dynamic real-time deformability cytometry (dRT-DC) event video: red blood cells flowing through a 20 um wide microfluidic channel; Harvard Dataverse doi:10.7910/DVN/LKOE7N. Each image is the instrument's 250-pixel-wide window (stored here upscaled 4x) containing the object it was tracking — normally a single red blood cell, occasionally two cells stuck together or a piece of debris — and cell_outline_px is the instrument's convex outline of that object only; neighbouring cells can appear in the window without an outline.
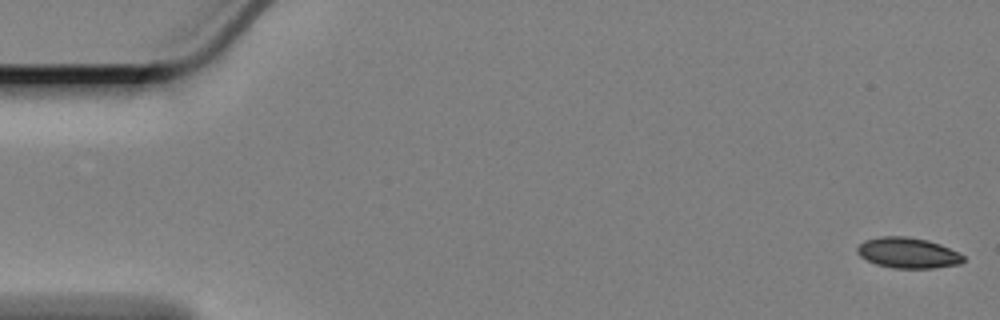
{"species": "Egyptian fruit bat (a non-hibernating species)", "species_latin": "Rousettus aegyptiacus", "temperature_condition": "cold", "stored_images_in_passage": 51, "camera_frame_rate_fps": 3000, "um_per_image_px": 0.085, "animal": {"sex": "female"}, "frame": {"image": 1, "passage_image": 1, "time_ms": 0.0, "image_size_px": [1000, 320], "cell_outline_px": [[964, 260], [960, 264], [932, 268], [896, 268], [876, 264], [860, 256], [856, 252], [856, 248], [864, 240], [880, 236], [904, 236], [928, 240], [940, 244], [964, 256]], "centroid_in_image_um": [77.14, 21.49], "position_along_channel_um": 7.9, "area_um2": 18.79}}
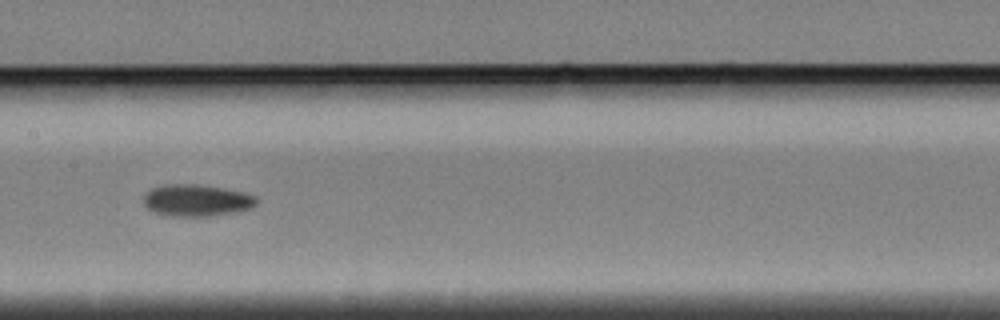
{"frame": {"image": 2, "passage_image": 29, "time_ms": 9.333, "image_size_px": [1000, 320], "cell_outline_px": [[256, 204], [248, 208], [232, 212], [208, 216], [168, 216], [156, 212], [148, 208], [144, 204], [144, 196], [152, 188], [164, 184], [192, 184], [220, 188], [244, 192], [256, 196]], "centroid_in_image_um": [16.68, 17.03], "position_along_channel_um": 190.7, "area_um2": 20.52}}
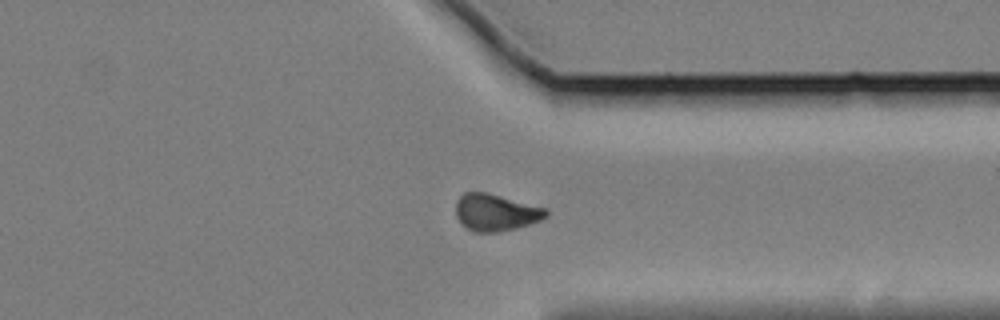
{"frame": {"image": 3, "passage_image": 45, "time_ms": 14.667, "image_size_px": [1000, 320], "cell_outline_px": [[548, 216], [540, 220], [516, 228], [500, 232], [472, 232], [456, 216], [456, 200], [464, 192], [488, 192], [548, 208]], "centroid_in_image_um": [42.16, 18.04], "position_along_channel_um": 369.2, "area_um2": 19.54}}